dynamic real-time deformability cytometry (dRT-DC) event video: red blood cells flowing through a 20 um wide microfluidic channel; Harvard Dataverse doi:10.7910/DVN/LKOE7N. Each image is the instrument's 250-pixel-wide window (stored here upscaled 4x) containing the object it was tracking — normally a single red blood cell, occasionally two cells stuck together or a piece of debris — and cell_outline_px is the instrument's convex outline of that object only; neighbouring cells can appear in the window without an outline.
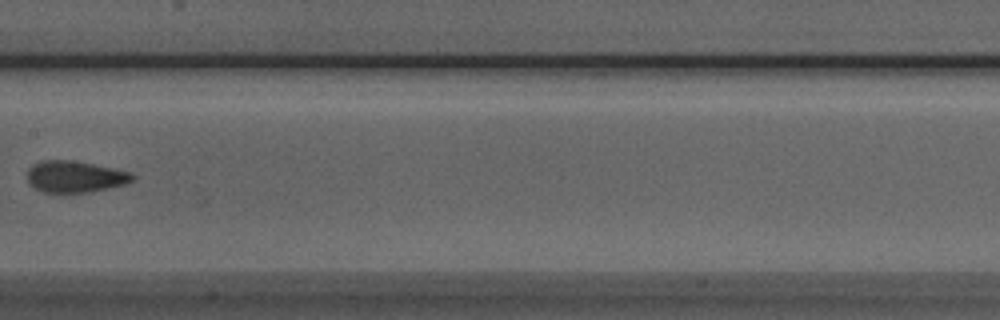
{"species": "Egyptian fruit bat (a non-hibernating species)", "species_latin": "Rousettus aegyptiacus", "temperature_condition": "room temperature", "stored_images_in_passage": 7, "camera_frame_rate_fps": 3000, "um_per_image_px": 0.085, "animal": {"sex": "male"}, "frame": {"image": 1, "passage_image": 6, "time_ms": 6.667, "image_size_px": [1000, 320], "cell_outline_px": [[136, 176], [128, 184], [88, 192], [64, 196], [44, 192], [28, 184], [28, 168], [32, 164], [44, 160], [68, 160], [92, 164], [132, 172]], "centroid_in_image_um": [6.36, 15.06], "position_along_channel_um": 201.0, "area_um2": 19.88}}
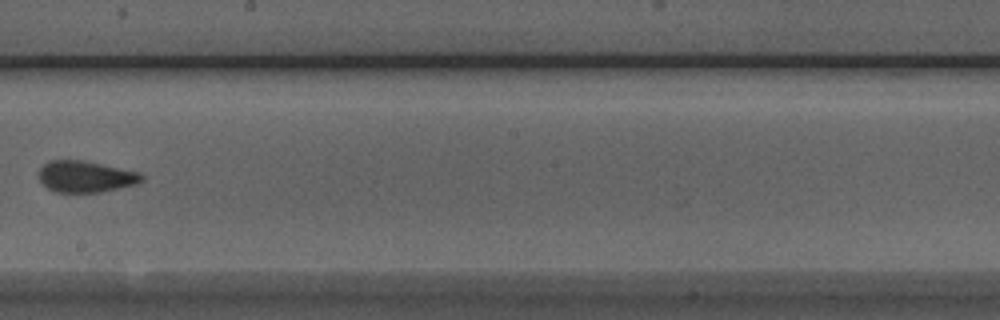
{"frame": {"image": 2, "passage_image": 7, "time_ms": 7.667, "image_size_px": [1000, 320], "cell_outline_px": [[144, 180], [136, 184], [100, 192], [56, 192], [48, 188], [40, 180], [40, 168], [48, 160], [80, 160], [100, 164], [136, 172], [144, 176]], "centroid_in_image_um": [7.26, 15.01], "position_along_channel_um": 240.9, "area_um2": 18.44}}